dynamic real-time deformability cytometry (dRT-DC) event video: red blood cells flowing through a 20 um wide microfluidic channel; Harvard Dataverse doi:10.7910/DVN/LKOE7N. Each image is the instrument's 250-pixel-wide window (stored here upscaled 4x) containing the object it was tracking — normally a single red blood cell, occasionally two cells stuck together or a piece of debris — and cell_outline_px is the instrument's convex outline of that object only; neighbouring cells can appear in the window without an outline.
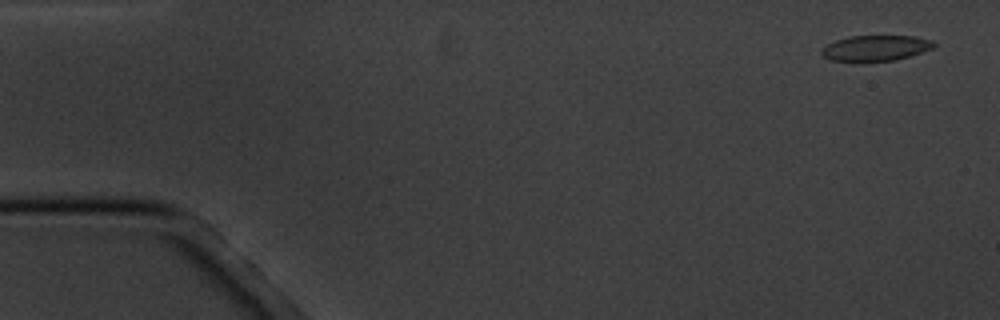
{"species": "common noctule bat (a hibernating species)", "species_latin": "Nyctalus noctula", "temperature_condition": "cold", "stored_images_in_passage": 5, "camera_frame_rate_fps": 3000, "um_per_image_px": 0.085, "animal": {"sex": "male", "body_mass_g": 20.1, "forearm_length_mm": 53.5}, "frame": {"image": 1, "passage_image": 1, "time_ms": 0.0, "image_size_px": [1000, 320], "cell_outline_px": [[936, 44], [932, 48], [896, 60], [832, 60], [824, 56], [820, 52], [828, 44], [836, 40], [848, 36], [916, 36], [932, 40]], "centroid_in_image_um": [74.46, 4.06], "position_along_channel_um": 10.5, "area_um2": 16.24}}
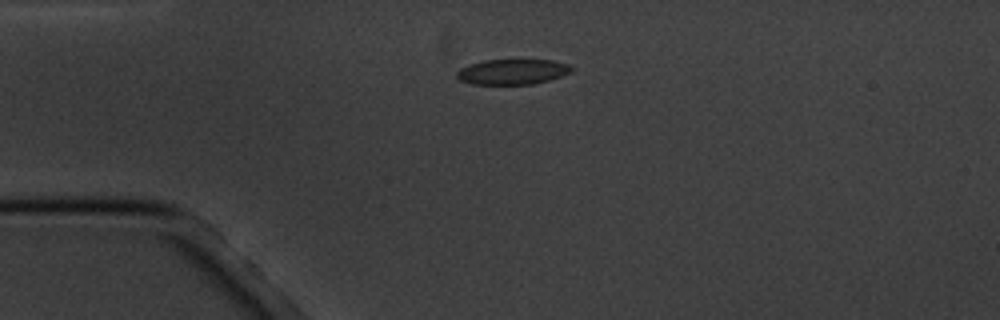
{"frame": {"image": 2, "passage_image": 4, "time_ms": 3.667, "image_size_px": [1000, 320], "cell_outline_px": [[572, 72], [548, 80], [532, 84], [472, 84], [460, 80], [456, 76], [456, 72], [460, 68], [468, 64], [484, 60], [552, 60], [568, 64], [572, 68]], "centroid_in_image_um": [43.53, 6.1], "position_along_channel_um": 41.5, "area_um2": 16.88}}